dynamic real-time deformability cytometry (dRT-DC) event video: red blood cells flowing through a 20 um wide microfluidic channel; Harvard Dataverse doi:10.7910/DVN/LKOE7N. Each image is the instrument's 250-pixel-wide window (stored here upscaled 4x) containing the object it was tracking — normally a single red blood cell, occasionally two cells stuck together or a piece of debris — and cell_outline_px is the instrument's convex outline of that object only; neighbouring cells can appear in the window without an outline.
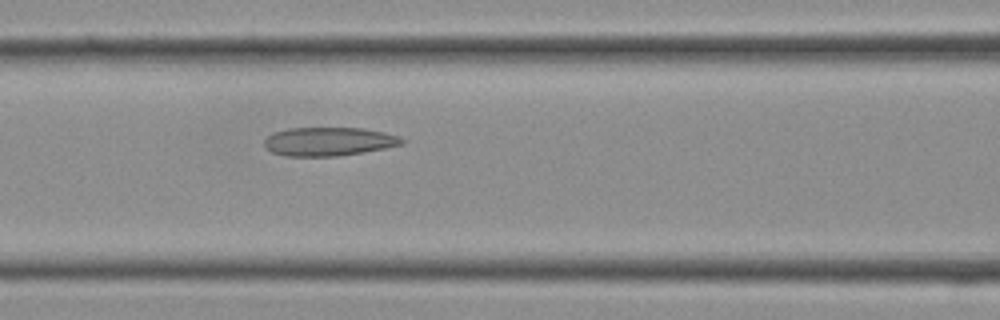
{"species": "Egyptian fruit bat (a non-hibernating species)", "species_latin": "Rousettus aegyptiacus", "temperature_condition": "cold", "stored_images_in_passage": 4, "camera_frame_rate_fps": 3000, "um_per_image_px": 0.085, "frame": {"image": 1, "passage_image": 4, "time_ms": 1.0, "image_size_px": [1000, 320], "cell_outline_px": [[404, 144], [364, 152], [340, 156], [284, 156], [272, 152], [264, 148], [264, 140], [272, 132], [288, 128], [364, 128], [384, 132], [400, 136], [404, 140]], "centroid_in_image_um": [27.92, 12.03], "position_along_channel_um": 138.7, "area_um2": 23.18}}